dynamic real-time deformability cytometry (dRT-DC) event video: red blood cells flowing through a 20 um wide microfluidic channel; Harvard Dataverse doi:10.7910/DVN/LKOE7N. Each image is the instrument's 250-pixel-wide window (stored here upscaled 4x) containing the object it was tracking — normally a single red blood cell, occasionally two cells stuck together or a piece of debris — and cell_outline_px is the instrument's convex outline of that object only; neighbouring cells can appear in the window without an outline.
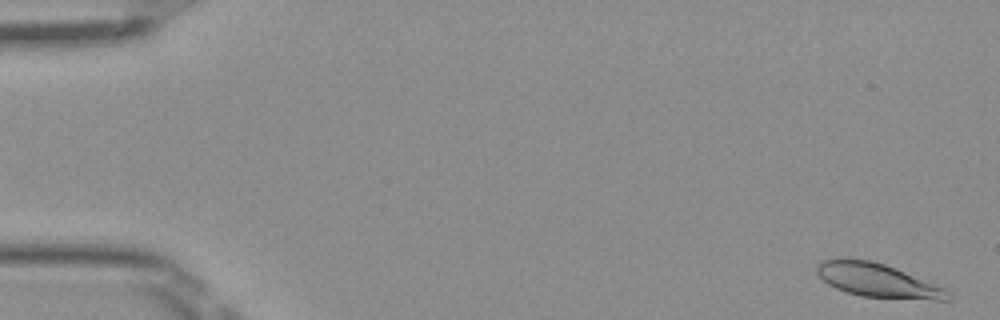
{"species": "Egyptian fruit bat (a non-hibernating species)", "species_latin": "Rousettus aegyptiacus", "temperature_condition": "room temperature", "stored_images_in_passage": 51, "camera_frame_rate_fps": 3000, "um_per_image_px": 0.085, "frame": {"image": 1, "passage_image": 2, "time_ms": 0.333, "image_size_px": [1000, 320], "cell_outline_px": [[948, 300], [936, 300], [860, 296], [836, 288], [828, 284], [816, 272], [816, 264], [820, 260], [844, 256], [872, 260], [896, 268], [940, 284], [948, 288]], "centroid_in_image_um": [74.58, 23.79], "position_along_channel_um": 10.4, "area_um2": 26.36}}
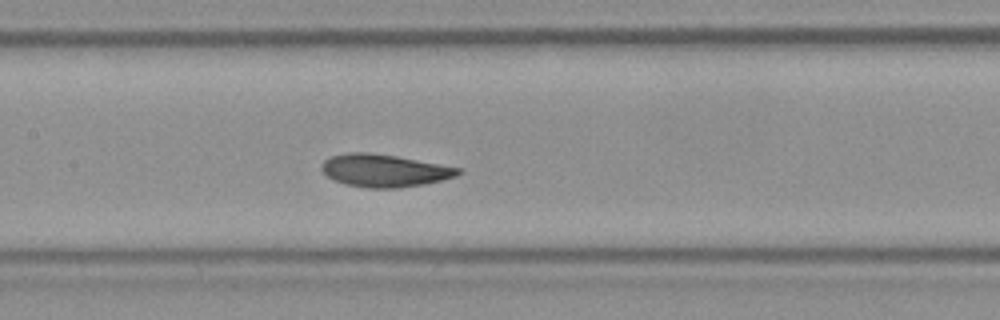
{"frame": {"image": 2, "passage_image": 25, "time_ms": 8.0, "image_size_px": [1000, 320], "cell_outline_px": [[460, 172], [456, 176], [424, 184], [396, 188], [368, 188], [344, 184], [328, 176], [320, 168], [320, 164], [324, 160], [332, 156], [348, 152], [368, 152], [396, 156], [460, 168]], "centroid_in_image_um": [32.62, 14.49], "position_along_channel_um": 174.8, "area_um2": 25.66}}
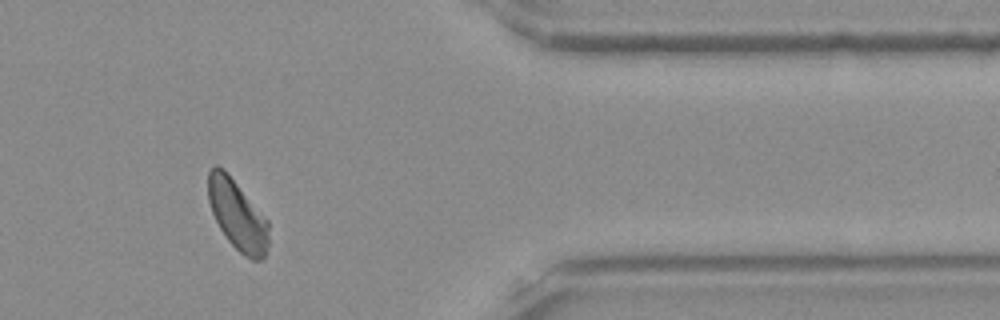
{"frame": {"image": 3, "passage_image": 43, "time_ms": 14.0, "image_size_px": [1000, 320], "cell_outline_px": [[268, 244], [264, 256], [260, 260], [252, 260], [244, 256], [228, 240], [220, 228], [212, 212], [208, 200], [208, 172], [212, 164], [216, 164], [224, 168], [268, 220]], "centroid_in_image_um": [20.16, 18.24], "position_along_channel_um": 391.2, "area_um2": 24.62}, "authors_computed_cell_mechanics": {"area_um2": 25.6632, "velocity_mm_per_s": 3.9811, "shape_relaxation_time_tau1_ms": 2.7986, "shape_relaxation_time_tau2_ms": 1.0703, "deformation_change_tau1": 0.0991, "deformation_change_tau2": 0.0485}}